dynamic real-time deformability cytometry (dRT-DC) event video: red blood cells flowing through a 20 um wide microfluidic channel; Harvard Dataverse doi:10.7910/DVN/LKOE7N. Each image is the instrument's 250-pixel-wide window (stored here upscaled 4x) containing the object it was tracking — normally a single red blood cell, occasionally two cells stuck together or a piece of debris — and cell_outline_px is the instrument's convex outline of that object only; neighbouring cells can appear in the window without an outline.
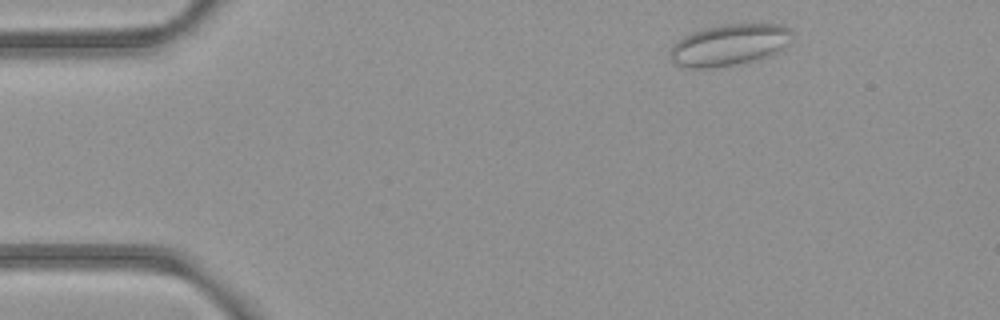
{"species": "common noctule bat (a hibernating species)", "species_latin": "Nyctalus noctula", "temperature_condition": "room temperature", "stored_images_in_passage": 49, "camera_frame_rate_fps": 3000, "um_per_image_px": 0.085, "animal": {"sex": "female", "body_mass_g": 21.9}, "frame": {"image": 1, "passage_image": 3, "time_ms": 0.667, "image_size_px": [1000, 320], "cell_outline_px": [[792, 40], [784, 48], [768, 56], [736, 64], [712, 68], [692, 68], [676, 64], [668, 56], [668, 52], [672, 44], [684, 36], [692, 32], [716, 24], [784, 24], [792, 32]], "centroid_in_image_um": [61.97, 3.8], "position_along_channel_um": 23.0, "area_um2": 29.71}}
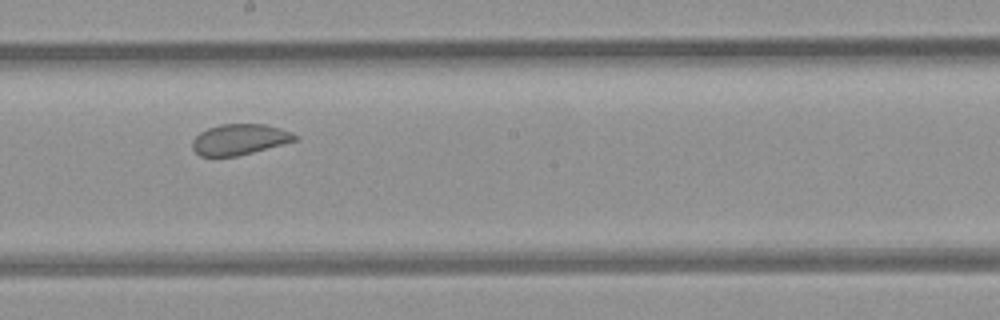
{"frame": {"image": 2, "passage_image": 25, "time_ms": 8.0, "image_size_px": [1000, 320], "cell_outline_px": [[300, 136], [296, 140], [252, 152], [236, 156], [200, 156], [192, 148], [192, 140], [200, 132], [208, 128], [220, 124], [264, 124], [280, 128], [292, 132]], "centroid_in_image_um": [20.35, 11.84], "position_along_channel_um": 227.8, "area_um2": 18.26}}
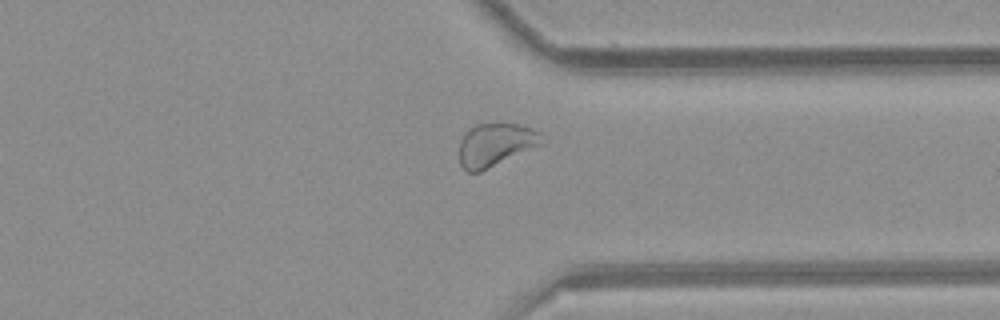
{"frame": {"image": 3, "passage_image": 36, "time_ms": 11.667, "image_size_px": [1000, 320], "cell_outline_px": [[544, 144], [480, 172], [468, 172], [460, 164], [460, 140], [464, 132], [476, 124], [520, 124], [532, 128], [540, 132]], "centroid_in_image_um": [42.13, 12.3], "position_along_channel_um": 369.3, "area_um2": 20.81}, "authors_computed_cell_mechanics": {"area_um2": 22.3108, "velocity_mm_per_s": 3.8994, "shape_relaxation_time_tau1_ms": null, "shape_relaxation_time_tau2_ms": 0.6874, "deformation_change_tau1": null, "deformation_change_tau2": 0.062}}